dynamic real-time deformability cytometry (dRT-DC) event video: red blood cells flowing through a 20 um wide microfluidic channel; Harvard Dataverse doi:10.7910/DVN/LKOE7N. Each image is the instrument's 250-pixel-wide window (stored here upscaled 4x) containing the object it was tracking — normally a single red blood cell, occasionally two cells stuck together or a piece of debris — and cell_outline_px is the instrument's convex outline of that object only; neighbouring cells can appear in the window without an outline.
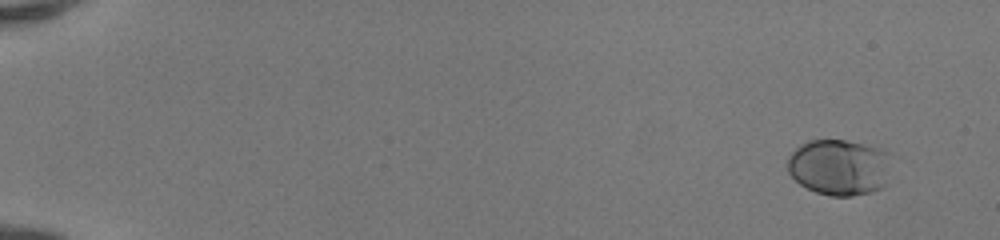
{"species": "human", "species_latin": "Homo sapiens", "temperature_condition": "room temperature", "stored_images_in_passage": 49, "camera_frame_rate_fps": 3000, "um_per_image_px": 0.085, "donor": {"sex": "female"}, "frame": {"image": 1, "passage_image": 1, "time_ms": 0.0, "image_size_px": [1000, 240], "cell_outline_px": [[888, 184], [884, 188], [872, 192], [852, 196], [832, 196], [816, 192], [800, 184], [788, 172], [788, 156], [800, 144], [808, 140], [844, 140], [880, 148], [888, 152]], "centroid_in_image_um": [71.34, 14.22], "position_along_channel_um": 13.7, "area_um2": 34.04}}
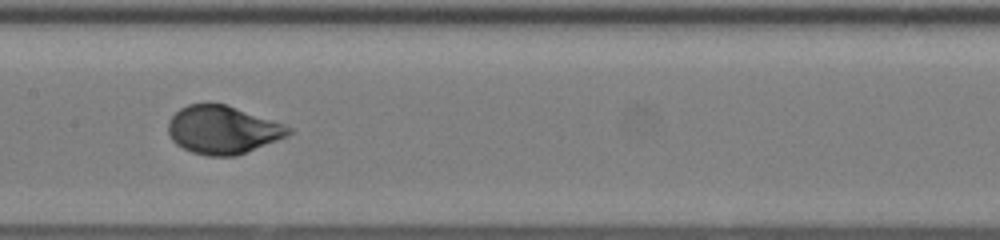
{"frame": {"image": 2, "passage_image": 26, "time_ms": 8.333, "image_size_px": [1000, 240], "cell_outline_px": [[292, 132], [288, 136], [236, 156], [208, 156], [192, 152], [176, 144], [172, 140], [168, 132], [168, 120], [180, 108], [188, 104], [224, 104], [284, 124], [292, 128]], "centroid_in_image_um": [18.92, 11.05], "position_along_channel_um": 188.5, "area_um2": 33.47}}
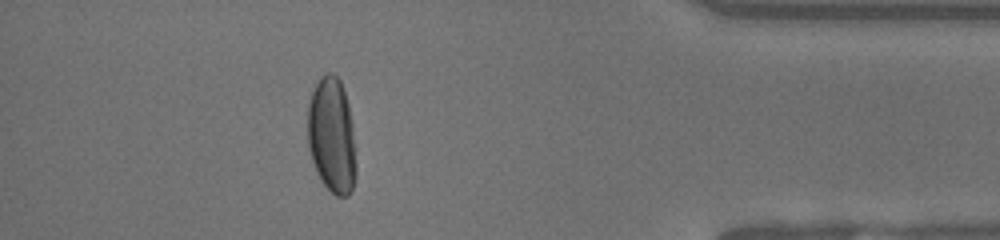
{"frame": {"image": 3, "passage_image": 44, "time_ms": 14.333, "image_size_px": [1000, 240], "cell_outline_px": [[356, 176], [352, 188], [348, 196], [336, 196], [320, 180], [316, 172], [308, 148], [308, 104], [312, 92], [320, 76], [328, 72], [332, 72], [340, 80], [344, 88], [348, 104], [352, 124], [356, 164]], "centroid_in_image_um": [28.2, 11.52], "position_along_channel_um": 407.0, "area_um2": 32.77}, "authors_computed_cell_mechanics": {"area_um2": 33.2928, "velocity_mm_per_s": 4.167, "shape_relaxation_time_tau1_ms": 2.8685, "shape_relaxation_time_tau2_ms": null, "deformation_change_tau1": 0.172, "deformation_change_tau2": null}}